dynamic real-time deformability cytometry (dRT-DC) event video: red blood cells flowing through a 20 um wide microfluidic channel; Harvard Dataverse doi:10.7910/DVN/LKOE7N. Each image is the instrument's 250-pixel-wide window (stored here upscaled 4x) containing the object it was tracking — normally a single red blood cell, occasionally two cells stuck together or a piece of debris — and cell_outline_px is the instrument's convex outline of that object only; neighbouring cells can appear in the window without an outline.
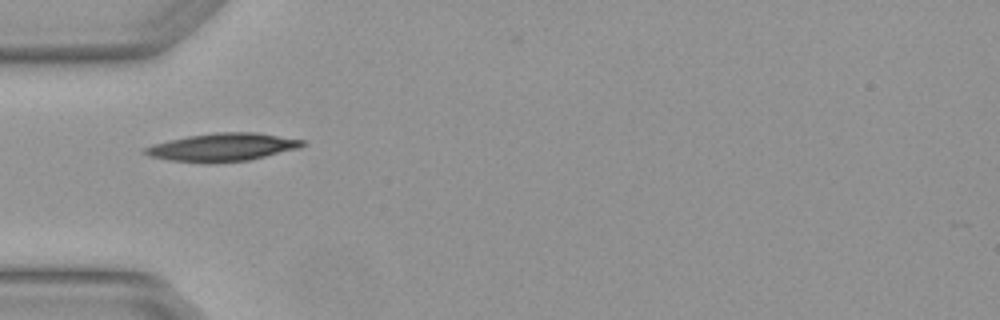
{"species": "Egyptian fruit bat (a non-hibernating species)", "species_latin": "Rousettus aegyptiacus", "temperature_condition": "warm", "stored_images_in_passage": 1, "camera_frame_rate_fps": 3000, "um_per_image_px": 0.085, "animal": {"sex": "female"}, "frame": {"image": 1, "passage_image": 1, "time_ms": 0.0, "image_size_px": [1000, 320], "cell_outline_px": [[308, 144], [300, 148], [248, 160], [212, 164], [204, 164], [168, 160], [148, 156], [140, 152], [144, 148], [152, 144], [168, 140], [188, 136], [216, 132], [256, 132], [304, 140]], "centroid_in_image_um": [18.87, 12.53], "position_along_channel_um": 66.1, "area_um2": 26.13}}